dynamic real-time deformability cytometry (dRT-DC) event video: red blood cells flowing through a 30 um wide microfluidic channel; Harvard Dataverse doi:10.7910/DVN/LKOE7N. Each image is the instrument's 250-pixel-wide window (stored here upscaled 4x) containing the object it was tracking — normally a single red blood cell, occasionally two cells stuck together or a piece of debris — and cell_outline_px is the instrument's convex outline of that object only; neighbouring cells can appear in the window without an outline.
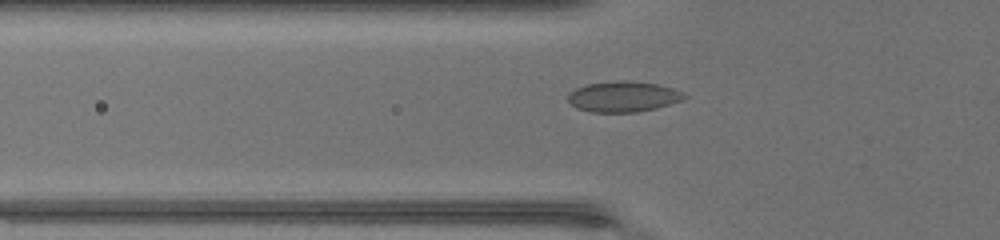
{"species": "common noctule bat (a hibernating species)", "species_latin": "Nyctalus noctula", "temperature_condition": "warm", "stored_images_in_passage": 48, "camera_frame_rate_fps": 3000, "um_per_image_px": 0.085, "animal": {"sex": "female", "body_mass_g": 17.0, "forearm_length_mm": 48.0}, "frame": {"image": 1, "passage_image": 18, "time_ms": 5.667, "image_size_px": [1000, 240], "cell_outline_px": [[688, 96], [680, 100], [668, 104], [636, 112], [592, 112], [580, 108], [572, 104], [568, 100], [568, 96], [576, 88], [584, 84], [616, 80], [628, 80], [656, 84], [672, 88], [684, 92]], "centroid_in_image_um": [52.97, 8.19], "position_along_channel_um": 72.8, "area_um2": 20.46}}
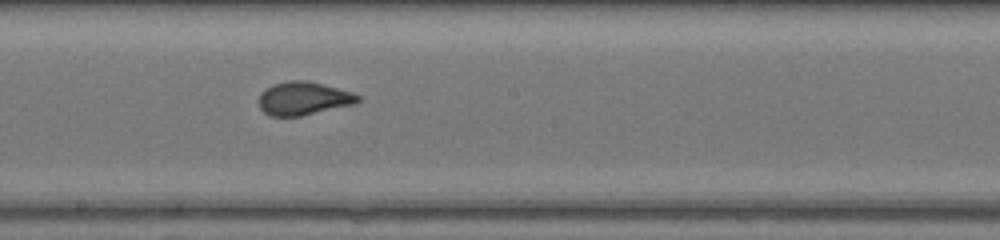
{"frame": {"image": 2, "passage_image": 28, "time_ms": 9.0, "image_size_px": [1000, 240], "cell_outline_px": [[360, 100], [352, 104], [300, 116], [272, 116], [264, 112], [260, 108], [260, 92], [272, 84], [288, 80], [308, 80], [352, 92], [360, 96]], "centroid_in_image_um": [25.77, 8.35], "position_along_channel_um": 222.4, "area_um2": 19.02}}
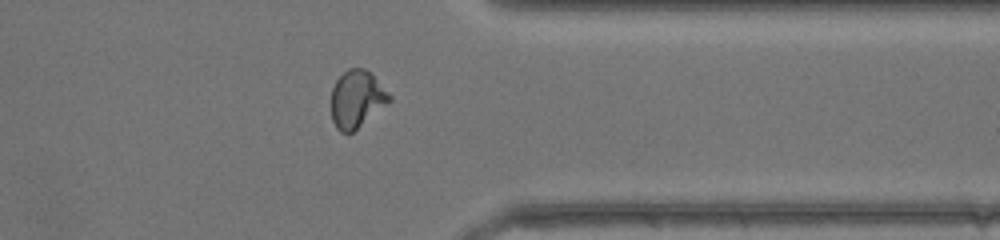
{"frame": {"image": 3, "passage_image": 39, "time_ms": 12.667, "image_size_px": [1000, 240], "cell_outline_px": [[392, 100], [352, 132], [340, 132], [336, 128], [332, 120], [332, 88], [336, 80], [348, 68], [364, 68], [392, 96]], "centroid_in_image_um": [30.31, 8.42], "position_along_channel_um": 381.1, "area_um2": 19.02}, "authors_computed_cell_mechanics": {"area_um2": 19.652, "velocity_mm_per_s": 4.4622, "shape_relaxation_time_tau1_ms": 8.3592, "shape_relaxation_time_tau2_ms": null, "deformation_change_tau1": 0.2003, "deformation_change_tau2": null}}